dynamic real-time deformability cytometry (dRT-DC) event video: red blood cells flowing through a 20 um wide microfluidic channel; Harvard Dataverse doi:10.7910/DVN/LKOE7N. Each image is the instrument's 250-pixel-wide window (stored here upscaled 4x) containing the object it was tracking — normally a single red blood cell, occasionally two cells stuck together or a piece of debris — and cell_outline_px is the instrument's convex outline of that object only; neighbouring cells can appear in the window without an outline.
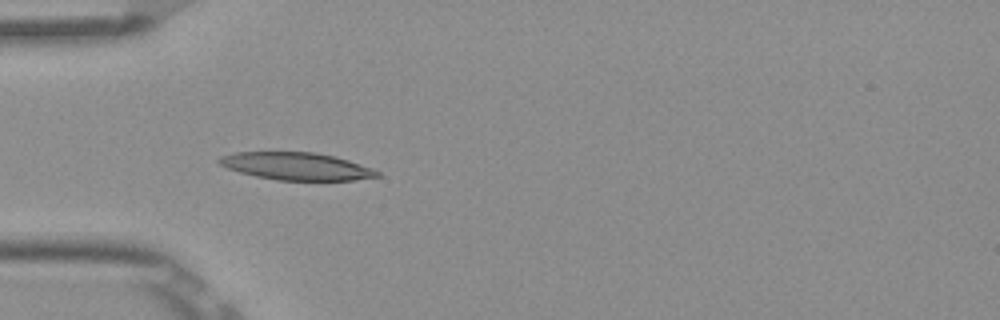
{"species": "Egyptian fruit bat (a non-hibernating species)", "species_latin": "Rousettus aegyptiacus", "temperature_condition": "room temperature", "stored_images_in_passage": 37, "camera_frame_rate_fps": 3000, "um_per_image_px": 0.085, "frame": {"image": 1, "passage_image": 1, "time_ms": 0.0, "image_size_px": [1000, 320], "cell_outline_px": [[380, 176], [352, 180], [276, 180], [256, 176], [240, 172], [228, 168], [220, 164], [216, 160], [220, 156], [236, 152], [316, 152], [348, 160], [372, 168], [380, 172]], "centroid_in_image_um": [25.18, 14.12], "position_along_channel_um": 59.8, "area_um2": 25.14}}
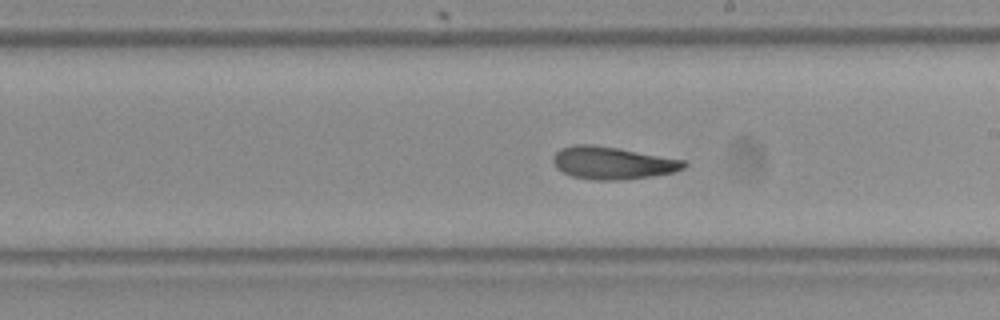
{"frame": {"image": 2, "passage_image": 15, "time_ms": 4.667, "image_size_px": [1000, 320], "cell_outline_px": [[688, 164], [684, 168], [676, 172], [652, 176], [620, 180], [592, 180], [572, 176], [556, 168], [552, 160], [552, 156], [560, 148], [572, 144], [592, 144], [620, 148], [684, 160]], "centroid_in_image_um": [52.05, 13.84], "position_along_channel_um": 237.0, "area_um2": 25.03}}
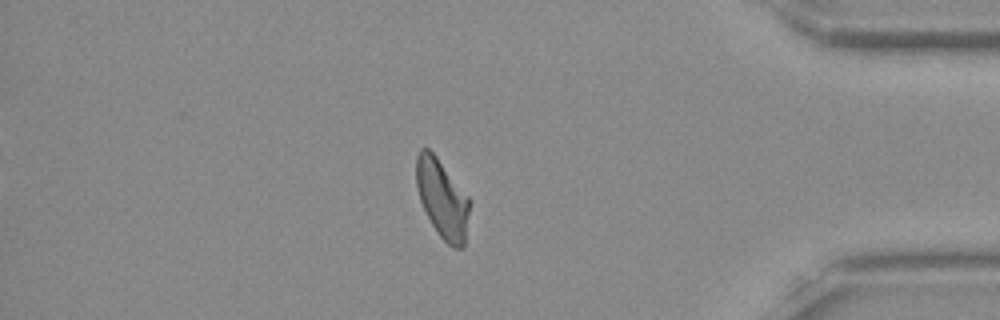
{"frame": {"image": 3, "passage_image": 30, "time_ms": 9.667, "image_size_px": [1000, 320], "cell_outline_px": [[468, 212], [464, 244], [460, 248], [452, 248], [436, 232], [420, 200], [416, 184], [416, 156], [420, 148], [428, 148], [436, 156], [468, 196]], "centroid_in_image_um": [37.56, 16.87], "position_along_channel_um": 397.6, "area_um2": 23.87}, "authors_computed_cell_mechanics": {"area_um2": 24.6228, "velocity_mm_per_s": 3.8646, "shape_relaxation_time_tau1_ms": 6.123, "shape_relaxation_time_tau2_ms": 2.8693, "deformation_change_tau1": 0.169, "deformation_change_tau2": 0.1089}}